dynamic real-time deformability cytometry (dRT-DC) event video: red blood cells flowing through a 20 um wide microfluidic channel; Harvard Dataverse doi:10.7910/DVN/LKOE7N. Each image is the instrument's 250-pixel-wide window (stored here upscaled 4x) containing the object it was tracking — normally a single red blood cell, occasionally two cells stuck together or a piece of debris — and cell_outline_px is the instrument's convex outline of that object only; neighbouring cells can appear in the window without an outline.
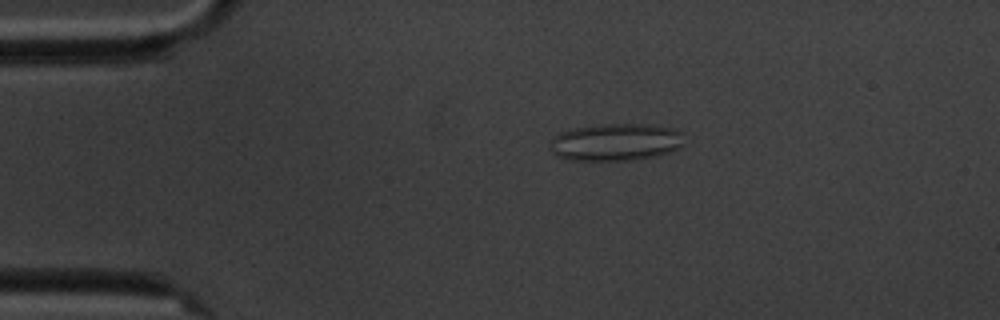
{"species": "common noctule bat (a hibernating species)", "species_latin": "Nyctalus noctula", "temperature_condition": "cold", "stored_images_in_passage": 9, "camera_frame_rate_fps": 3000, "um_per_image_px": 0.085, "animal": {"sex": "male", "body_mass_g": 20.1, "forearm_length_mm": 53.5}, "frame": {"image": 1, "passage_image": 3, "time_ms": 2.333, "image_size_px": [1000, 320], "cell_outline_px": [[684, 132], [680, 148], [656, 156], [628, 160], [572, 160], [556, 156], [552, 152], [552, 136], [560, 132], [572, 128], [596, 124], [648, 124], [672, 128]], "centroid_in_image_um": [52.33, 12.06], "position_along_channel_um": 32.7, "area_um2": 29.25}}
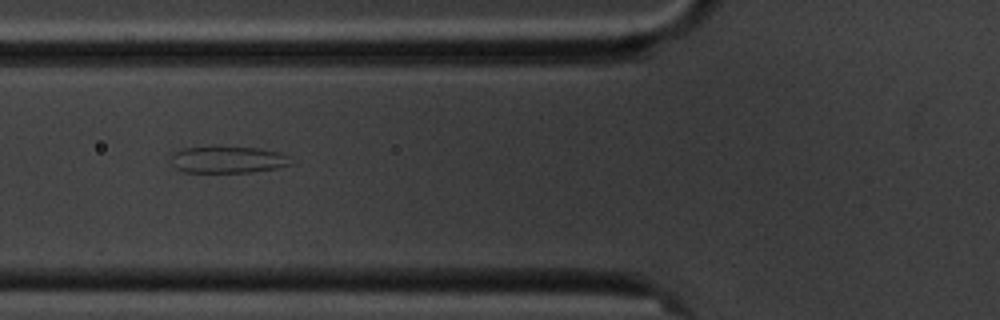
{"frame": {"image": 2, "passage_image": 6, "time_ms": 5.667, "image_size_px": [1000, 320], "cell_outline_px": [[292, 164], [276, 168], [252, 172], [184, 172], [176, 168], [172, 164], [172, 156], [180, 148], [212, 144], [216, 144], [260, 148], [280, 152], [288, 156]], "centroid_in_image_um": [19.34, 13.52], "position_along_channel_um": 106.5, "area_um2": 19.48}}